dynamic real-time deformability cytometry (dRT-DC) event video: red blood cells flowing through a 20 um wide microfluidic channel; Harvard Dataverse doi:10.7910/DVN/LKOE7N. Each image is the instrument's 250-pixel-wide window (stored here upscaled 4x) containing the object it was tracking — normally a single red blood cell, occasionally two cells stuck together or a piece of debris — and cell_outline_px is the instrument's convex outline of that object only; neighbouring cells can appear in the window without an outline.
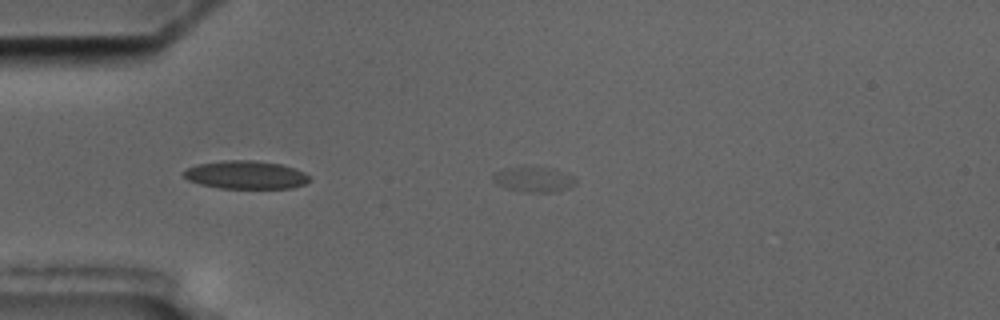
{"species": "common noctule bat (a hibernating species)", "species_latin": "Nyctalus noctula", "temperature_condition": "cold", "stored_images_in_passage": 3, "camera_frame_rate_fps": 3000, "um_per_image_px": 0.085, "animal": {"sex": "male", "body_mass_g": 17.5, "forearm_length_mm": 52.3}, "frame": {"image": 1, "passage_image": 1, "time_ms": 0.0, "image_size_px": [1000, 320], "cell_outline_px": [[576, 184], [568, 188], [556, 192], [520, 192], [504, 188], [496, 184], [492, 180], [492, 172], [504, 168], [524, 164], [552, 168], [576, 176]], "centroid_in_image_um": [45.32, 15.21], "position_along_channel_um": 39.7, "area_um2": 13.01}}
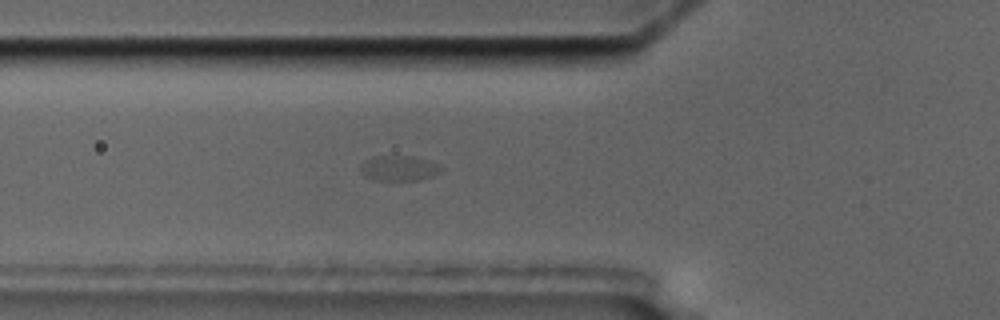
{"frame": {"image": 2, "passage_image": 3, "time_ms": 2.333, "image_size_px": [1000, 320], "cell_outline_px": [[444, 168], [440, 172], [432, 176], [420, 180], [372, 180], [364, 176], [360, 172], [360, 168], [364, 160], [372, 156], [412, 156], [428, 160], [440, 164]], "centroid_in_image_um": [33.91, 14.3], "position_along_channel_um": 91.9, "area_um2": 12.08}}